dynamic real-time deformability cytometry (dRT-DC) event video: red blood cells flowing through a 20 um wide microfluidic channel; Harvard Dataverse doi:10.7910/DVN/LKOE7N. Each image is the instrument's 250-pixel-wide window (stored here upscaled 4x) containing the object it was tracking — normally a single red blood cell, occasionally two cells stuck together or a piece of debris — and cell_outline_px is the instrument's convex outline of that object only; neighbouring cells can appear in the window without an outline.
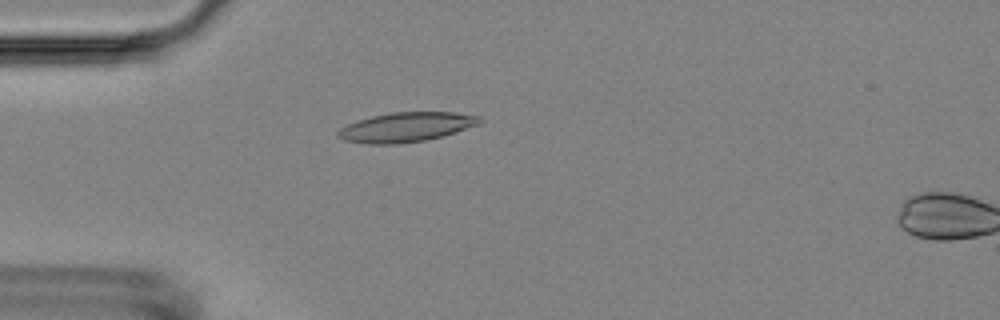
{"species": "Egyptian fruit bat (a non-hibernating species)", "species_latin": "Rousettus aegyptiacus", "temperature_condition": "room temperature", "stored_images_in_passage": 6, "camera_frame_rate_fps": 3000, "um_per_image_px": 0.085, "animal": {"sex": "female"}, "frame": {"image": 1, "passage_image": 5, "time_ms": 4.667, "image_size_px": [1000, 320], "cell_outline_px": [[484, 120], [480, 124], [440, 136], [424, 140], [396, 144], [368, 144], [344, 140], [336, 136], [336, 132], [340, 128], [356, 120], [388, 112], [456, 112], [480, 116]], "centroid_in_image_um": [34.49, 10.79], "position_along_channel_um": 50.5, "area_um2": 24.39}}